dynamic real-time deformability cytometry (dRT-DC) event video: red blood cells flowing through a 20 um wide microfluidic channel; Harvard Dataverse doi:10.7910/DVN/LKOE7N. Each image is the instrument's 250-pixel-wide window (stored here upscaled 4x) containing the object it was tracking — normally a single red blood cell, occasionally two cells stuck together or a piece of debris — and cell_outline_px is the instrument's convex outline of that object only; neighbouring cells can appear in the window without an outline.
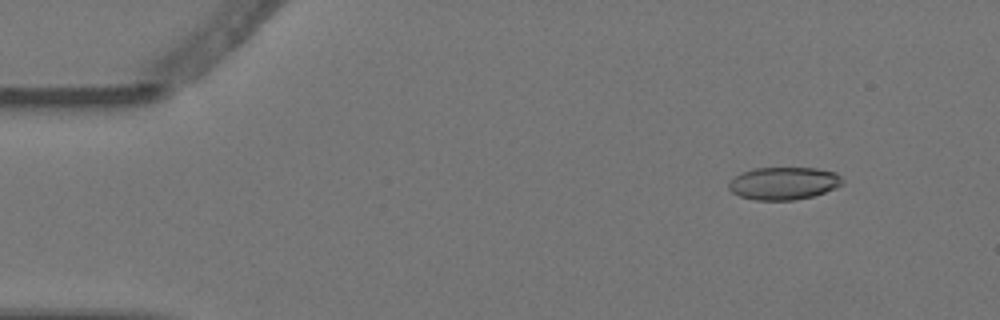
{"species": "Egyptian fruit bat (a non-hibernating species)", "species_latin": "Rousettus aegyptiacus", "temperature_condition": "warm", "stored_images_in_passage": 6, "camera_frame_rate_fps": 3000, "um_per_image_px": 0.085, "animal": {"sex": "female"}, "frame": {"image": 1, "passage_image": 2, "time_ms": 0.333, "image_size_px": [1000, 320], "cell_outline_px": [[844, 184], [836, 188], [812, 196], [796, 200], [756, 200], [740, 196], [732, 192], [728, 188], [728, 184], [736, 176], [752, 168], [816, 168], [836, 172], [844, 180]], "centroid_in_image_um": [66.65, 15.58], "position_along_channel_um": 18.3, "area_um2": 21.62}}
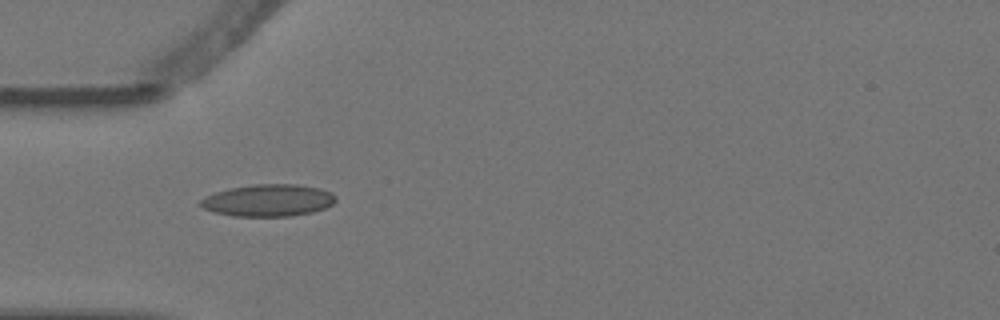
{"frame": {"image": 2, "passage_image": 5, "time_ms": 1.333, "image_size_px": [1000, 320], "cell_outline_px": [[336, 200], [332, 204], [324, 208], [312, 212], [292, 216], [232, 216], [212, 212], [204, 208], [200, 204], [200, 200], [204, 196], [216, 192], [232, 188], [252, 184], [296, 184], [320, 188], [332, 192], [336, 196]], "centroid_in_image_um": [22.81, 17.03], "position_along_channel_um": 62.2, "area_um2": 25.32}}